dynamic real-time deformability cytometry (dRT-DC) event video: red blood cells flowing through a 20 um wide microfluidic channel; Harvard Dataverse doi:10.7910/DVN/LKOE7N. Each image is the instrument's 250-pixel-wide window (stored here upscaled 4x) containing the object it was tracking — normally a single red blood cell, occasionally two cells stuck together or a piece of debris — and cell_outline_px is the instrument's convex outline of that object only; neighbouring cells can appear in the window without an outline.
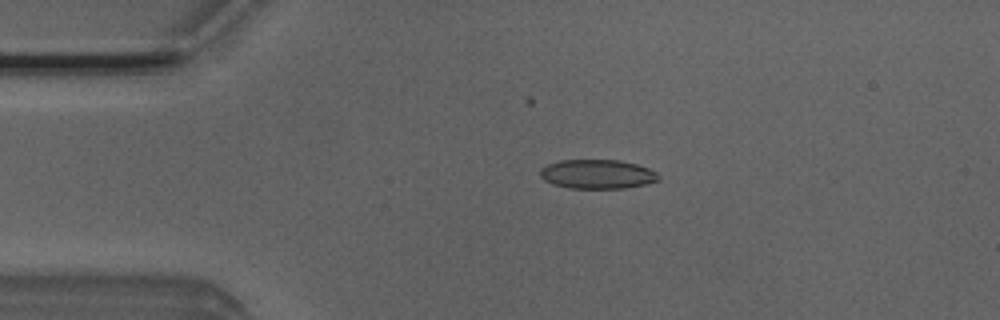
{"species": "Egyptian fruit bat (a non-hibernating species)", "species_latin": "Rousettus aegyptiacus", "temperature_condition": "room temperature", "stored_images_in_passage": 37, "camera_frame_rate_fps": 3000, "um_per_image_px": 0.085, "animal": {"sex": "male"}, "frame": {"image": 1, "passage_image": 4, "time_ms": 1.0, "image_size_px": [1000, 320], "cell_outline_px": [[660, 180], [644, 184], [624, 188], [568, 188], [552, 184], [544, 180], [540, 176], [540, 168], [548, 164], [560, 160], [620, 160], [636, 164], [648, 168], [656, 172], [660, 176]], "centroid_in_image_um": [50.76, 14.8], "position_along_channel_um": 34.2, "area_um2": 20.17}}
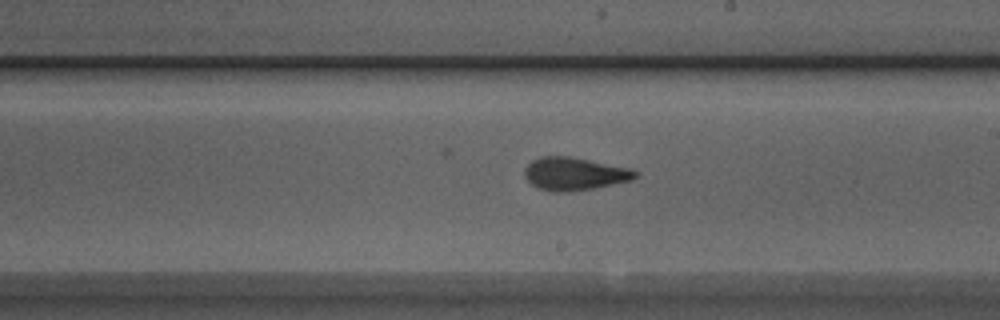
{"frame": {"image": 2, "passage_image": 22, "time_ms": 7.0, "image_size_px": [1000, 320], "cell_outline_px": [[636, 176], [632, 180], [592, 188], [568, 192], [552, 192], [536, 188], [524, 176], [524, 168], [532, 160], [540, 156], [568, 156], [632, 168], [636, 172]], "centroid_in_image_um": [48.78, 14.77], "position_along_channel_um": 240.2, "area_um2": 21.21}}
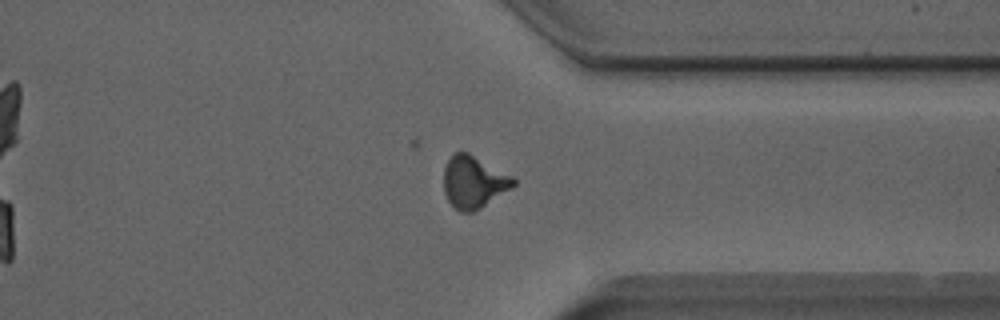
{"frame": {"image": 3, "passage_image": 32, "time_ms": 10.333, "image_size_px": [1000, 320], "cell_outline_px": [[516, 184], [512, 188], [480, 208], [472, 212], [460, 212], [448, 200], [444, 192], [444, 168], [448, 160], [456, 152], [468, 152], [512, 176], [516, 180]], "centroid_in_image_um": [40.26, 15.47], "position_along_channel_um": 371.1, "area_um2": 20.98}, "authors_computed_cell_mechanics": {"area_um2": 20.6346, "velocity_mm_per_s": 4.0293, "shape_relaxation_time_tau1_ms": 5.7508, "shape_relaxation_time_tau2_ms": 1.7658, "deformation_change_tau1": 0.1797, "deformation_change_tau2": 0.0825}}